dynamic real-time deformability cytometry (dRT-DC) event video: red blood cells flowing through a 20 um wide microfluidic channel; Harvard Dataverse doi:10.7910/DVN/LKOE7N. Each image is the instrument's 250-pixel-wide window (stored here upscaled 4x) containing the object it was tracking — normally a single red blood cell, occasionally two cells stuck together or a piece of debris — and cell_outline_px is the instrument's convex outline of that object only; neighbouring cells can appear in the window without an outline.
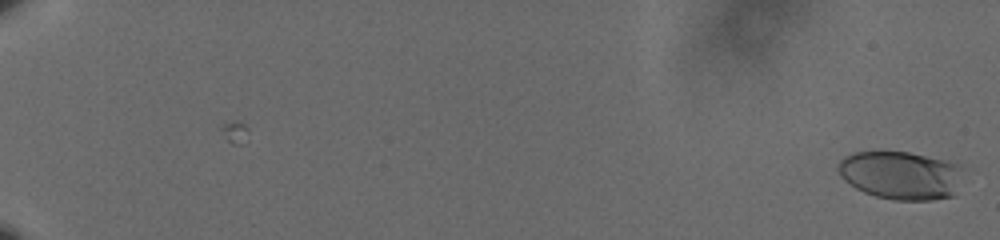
{"species": "human", "species_latin": "Homo sapiens", "temperature_condition": "cold", "stored_images_in_passage": 62, "camera_frame_rate_fps": 3000, "um_per_image_px": 0.085, "donor": {"sex": "male"}, "frame": {"image": 1, "passage_image": 1, "time_ms": 0.0, "image_size_px": [1000, 240], "cell_outline_px": [[964, 168], [952, 196], [932, 200], [896, 200], [876, 196], [864, 192], [856, 188], [844, 180], [840, 176], [840, 160], [844, 156], [852, 152], [908, 152], [944, 160], [960, 164]], "centroid_in_image_um": [76.57, 14.89], "position_along_channel_um": 8.4, "area_um2": 34.85}}
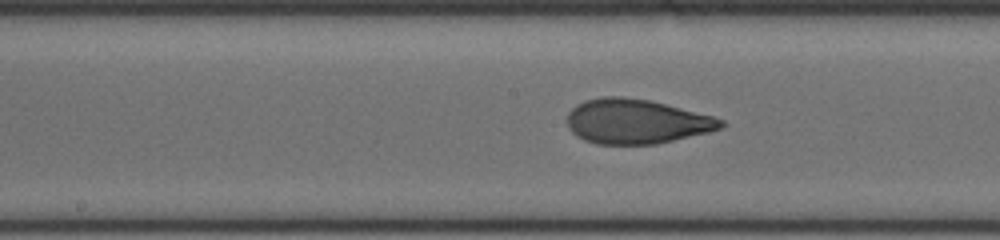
{"frame": {"image": 2, "passage_image": 36, "time_ms": 11.667, "image_size_px": [1000, 240], "cell_outline_px": [[728, 124], [720, 128], [708, 132], [656, 144], [596, 144], [584, 140], [576, 136], [568, 128], [568, 112], [576, 104], [584, 100], [604, 96], [620, 96], [652, 100], [712, 116], [724, 120]], "centroid_in_image_um": [54.07, 10.31], "position_along_channel_um": 194.1, "area_um2": 40.11}}
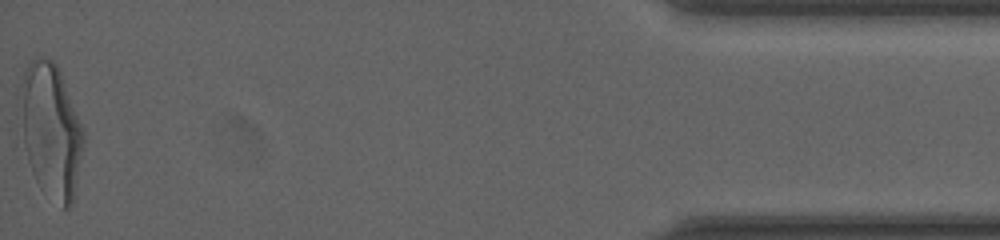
{"frame": {"image": 3, "passage_image": 62, "time_ms": 20.333, "image_size_px": [1000, 240], "cell_outline_px": [[84, 144], [72, 204], [68, 208], [64, 208], [36, 180], [32, 172], [28, 160], [24, 144], [16, 104], [20, 84], [24, 72], [28, 64], [32, 60], [40, 56], [52, 60], [56, 64], [60, 72], [84, 132]], "centroid_in_image_um": [4.28, 11.01], "position_along_channel_um": 430.9, "area_um2": 49.19}, "authors_computed_cell_mechanics": {"area_um2": 38.8994, "velocity_mm_per_s": 3.5919, "shape_relaxation_time_tau1_ms": 4.8693, "shape_relaxation_time_tau2_ms": 1.2083, "deformation_change_tau1": 0.1938, "deformation_change_tau2": 0.0757}}